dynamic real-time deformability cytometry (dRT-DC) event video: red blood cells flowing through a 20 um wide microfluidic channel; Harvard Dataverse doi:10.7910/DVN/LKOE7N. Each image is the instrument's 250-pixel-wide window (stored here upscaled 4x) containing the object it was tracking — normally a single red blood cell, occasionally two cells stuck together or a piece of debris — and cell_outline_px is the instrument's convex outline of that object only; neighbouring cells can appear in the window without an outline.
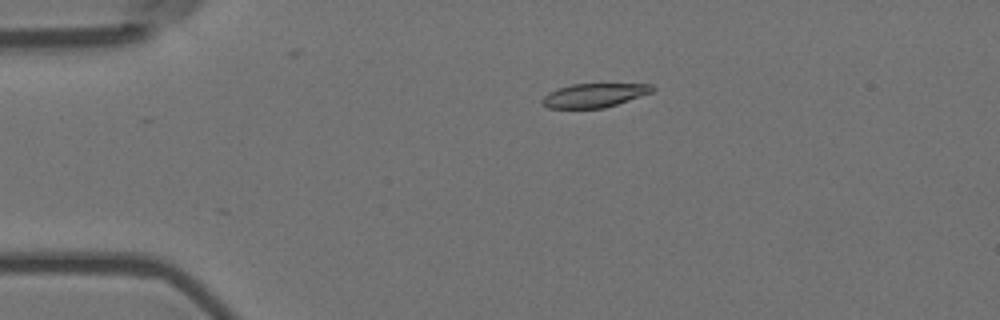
{"species": "Egyptian fruit bat (a non-hibernating species)", "species_latin": "Rousettus aegyptiacus", "temperature_condition": "room temperature", "stored_images_in_passage": 5, "camera_frame_rate_fps": 3000, "um_per_image_px": 0.085, "animal": {"sex": "female"}, "frame": {"image": 1, "passage_image": 4, "time_ms": 1.0, "image_size_px": [1000, 320], "cell_outline_px": [[656, 88], [652, 92], [604, 108], [548, 108], [540, 104], [540, 100], [548, 92], [572, 84], [652, 84]], "centroid_in_image_um": [50.47, 8.1], "position_along_channel_um": 34.5, "area_um2": 15.26}}